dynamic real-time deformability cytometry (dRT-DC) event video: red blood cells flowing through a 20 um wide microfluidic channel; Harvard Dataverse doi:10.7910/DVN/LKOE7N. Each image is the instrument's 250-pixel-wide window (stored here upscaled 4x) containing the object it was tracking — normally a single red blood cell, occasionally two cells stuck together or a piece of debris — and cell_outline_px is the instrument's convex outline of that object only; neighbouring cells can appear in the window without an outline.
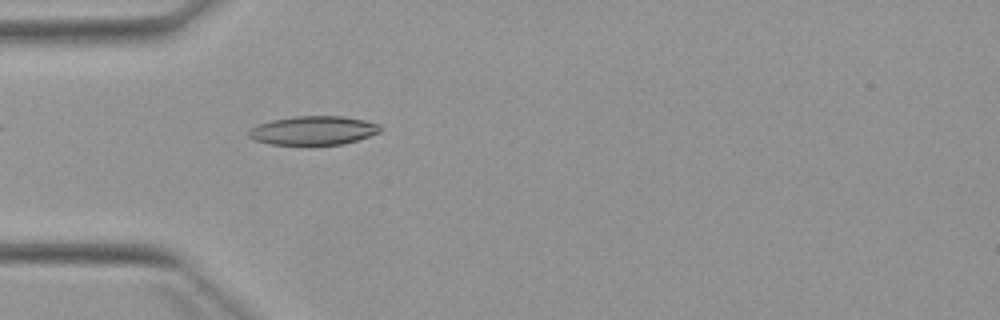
{"species": "Egyptian fruit bat (a non-hibernating species)", "species_latin": "Rousettus aegyptiacus", "temperature_condition": "warm", "stored_images_in_passage": 3, "camera_frame_rate_fps": 3000, "um_per_image_px": 0.085, "animal": {"sex": "female"}, "frame": {"image": 1, "passage_image": 3, "time_ms": 3.0, "image_size_px": [1000, 320], "cell_outline_px": [[380, 132], [344, 144], [268, 144], [256, 140], [248, 136], [248, 132], [252, 128], [260, 124], [272, 120], [296, 116], [344, 116], [364, 120], [380, 124]], "centroid_in_image_um": [26.65, 11.08], "position_along_channel_um": 58.3, "area_um2": 21.79}}